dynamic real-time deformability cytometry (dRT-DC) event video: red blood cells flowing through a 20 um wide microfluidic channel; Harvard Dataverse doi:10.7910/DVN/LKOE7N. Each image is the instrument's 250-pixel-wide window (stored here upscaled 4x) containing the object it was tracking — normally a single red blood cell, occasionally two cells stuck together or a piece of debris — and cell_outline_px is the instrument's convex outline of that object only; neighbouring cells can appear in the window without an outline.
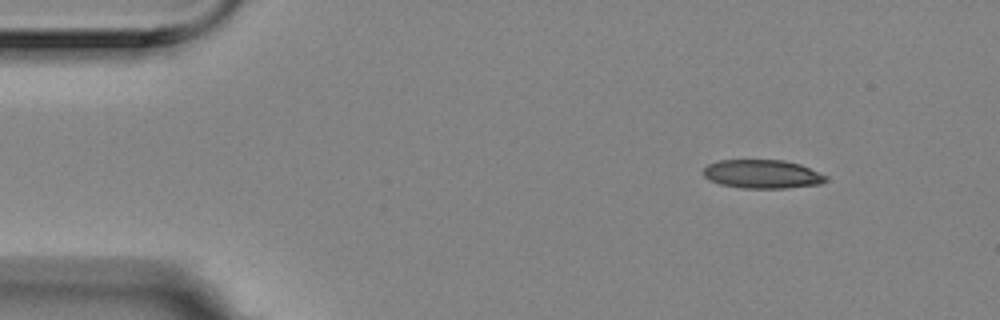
{"species": "Egyptian fruit bat (a non-hibernating species)", "species_latin": "Rousettus aegyptiacus", "temperature_condition": "room temperature", "stored_images_in_passage": 50, "camera_frame_rate_fps": 3000, "um_per_image_px": 0.085, "animal": {"sex": "female"}, "frame": {"image": 1, "passage_image": 1, "time_ms": 0.0, "image_size_px": [1000, 320], "cell_outline_px": [[828, 180], [820, 184], [788, 188], [744, 188], [720, 184], [704, 176], [704, 168], [708, 164], [720, 160], [784, 160], [800, 164], [828, 176]], "centroid_in_image_um": [64.84, 14.79], "position_along_channel_um": 20.2, "area_um2": 20.4}}
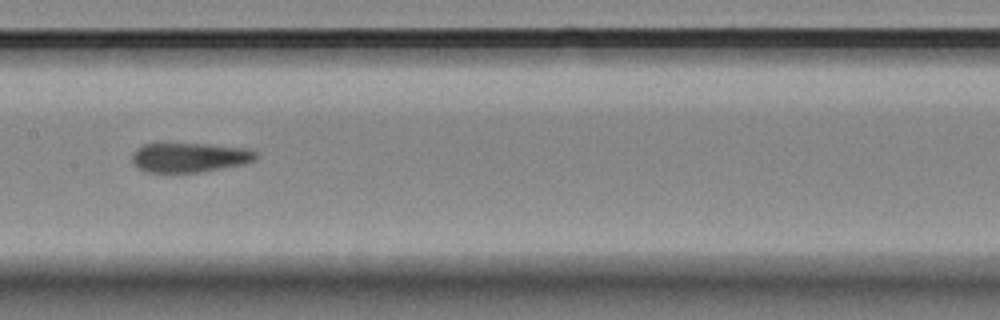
{"frame": {"image": 2, "passage_image": 22, "time_ms": 7.0, "image_size_px": [1000, 320], "cell_outline_px": [[260, 156], [256, 160], [244, 164], [204, 172], [148, 172], [140, 168], [132, 160], [132, 156], [136, 148], [144, 144], [156, 140], [164, 140], [208, 144], [248, 148], [256, 152]], "centroid_in_image_um": [16.11, 13.32], "position_along_channel_um": 191.3, "area_um2": 22.37}}
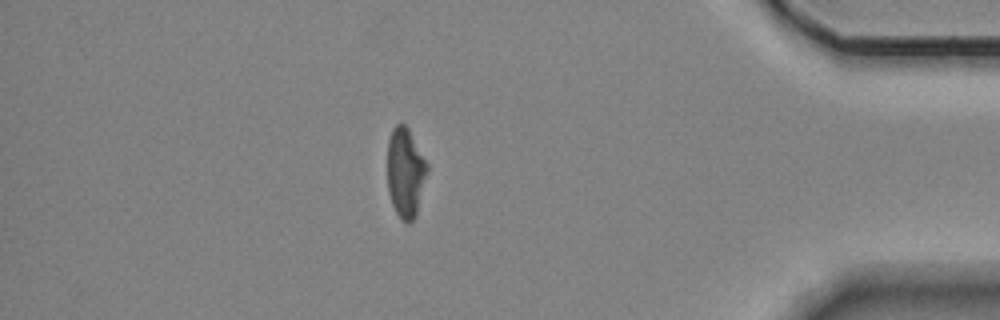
{"frame": {"image": 3, "passage_image": 43, "time_ms": 14.0, "image_size_px": [1000, 320], "cell_outline_px": [[428, 168], [416, 216], [408, 224], [396, 212], [392, 204], [388, 192], [388, 140], [392, 128], [400, 120], [408, 128], [428, 164]], "centroid_in_image_um": [34.45, 14.63], "position_along_channel_um": 400.7, "area_um2": 20.69}, "authors_computed_cell_mechanics": {"area_um2": 21.9929, "velocity_mm_per_s": 3.5429, "shape_relaxation_time_tau1_ms": null, "shape_relaxation_time_tau2_ms": 2.7229, "deformation_change_tau1": null, "deformation_change_tau2": 0.1263}}